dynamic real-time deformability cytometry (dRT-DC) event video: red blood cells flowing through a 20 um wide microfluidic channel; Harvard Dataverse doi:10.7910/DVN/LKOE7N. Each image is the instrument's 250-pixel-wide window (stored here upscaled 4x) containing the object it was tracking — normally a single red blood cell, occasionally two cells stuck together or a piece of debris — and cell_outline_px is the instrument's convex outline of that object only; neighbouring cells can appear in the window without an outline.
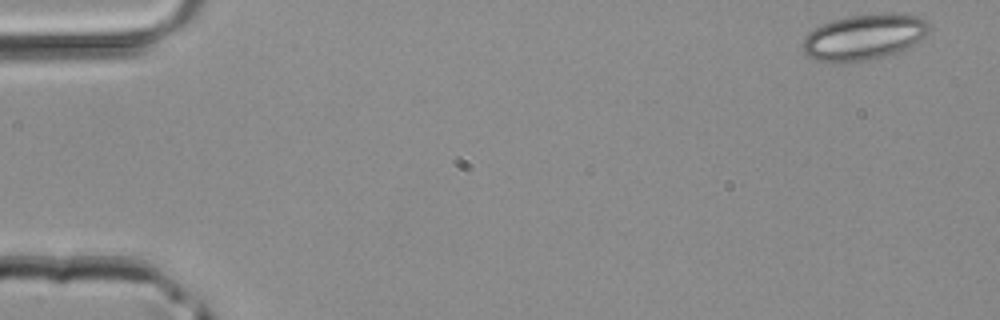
{"species": "common noctule bat (a hibernating species)", "species_latin": "Nyctalus noctula", "temperature_condition": "room temperature", "stored_images_in_passage": 5, "camera_frame_rate_fps": 3000, "um_per_image_px": 0.085, "animal": {"sex": "male", "body_mass_g": 20.4}, "frame": {"image": 1, "passage_image": 1, "time_ms": 0.0, "image_size_px": [1000, 320], "cell_outline_px": [[932, 28], [924, 36], [908, 48], [884, 56], [868, 60], [816, 60], [804, 56], [804, 36], [808, 32], [820, 24], [832, 20], [848, 16], [888, 12], [916, 16], [928, 20], [932, 24]], "centroid_in_image_um": [73.48, 3.1], "position_along_channel_um": 11.5, "area_um2": 33.52}}